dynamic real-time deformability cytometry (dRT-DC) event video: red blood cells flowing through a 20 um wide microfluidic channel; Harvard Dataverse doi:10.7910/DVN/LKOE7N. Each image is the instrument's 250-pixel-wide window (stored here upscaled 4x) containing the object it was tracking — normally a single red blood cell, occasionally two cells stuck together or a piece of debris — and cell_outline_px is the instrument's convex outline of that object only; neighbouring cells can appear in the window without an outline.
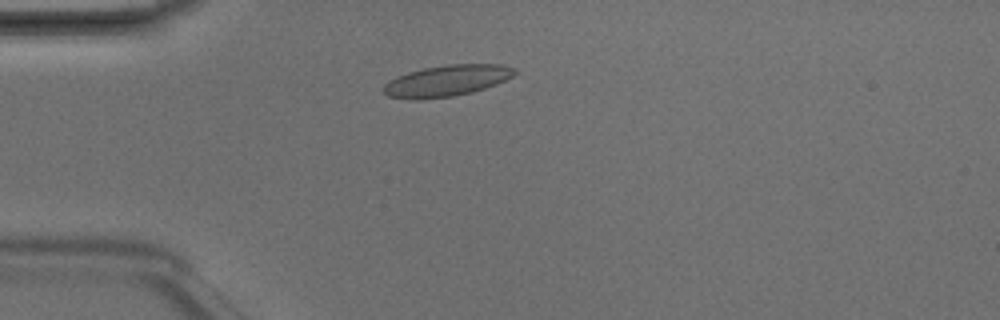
{"species": "Egyptian fruit bat (a non-hibernating species)", "species_latin": "Rousettus aegyptiacus", "temperature_condition": "room temperature", "stored_images_in_passage": 3, "camera_frame_rate_fps": 3000, "um_per_image_px": 0.085, "animal": {"sex": "male"}, "frame": {"image": 1, "passage_image": 2, "time_ms": 0.333, "image_size_px": [1000, 320], "cell_outline_px": [[516, 72], [512, 76], [496, 84], [472, 92], [452, 96], [420, 100], [412, 100], [388, 96], [380, 88], [388, 80], [396, 76], [408, 72], [424, 68], [448, 64], [500, 64], [516, 68]], "centroid_in_image_um": [37.92, 6.86], "position_along_channel_um": 47.1, "area_um2": 23.99}}